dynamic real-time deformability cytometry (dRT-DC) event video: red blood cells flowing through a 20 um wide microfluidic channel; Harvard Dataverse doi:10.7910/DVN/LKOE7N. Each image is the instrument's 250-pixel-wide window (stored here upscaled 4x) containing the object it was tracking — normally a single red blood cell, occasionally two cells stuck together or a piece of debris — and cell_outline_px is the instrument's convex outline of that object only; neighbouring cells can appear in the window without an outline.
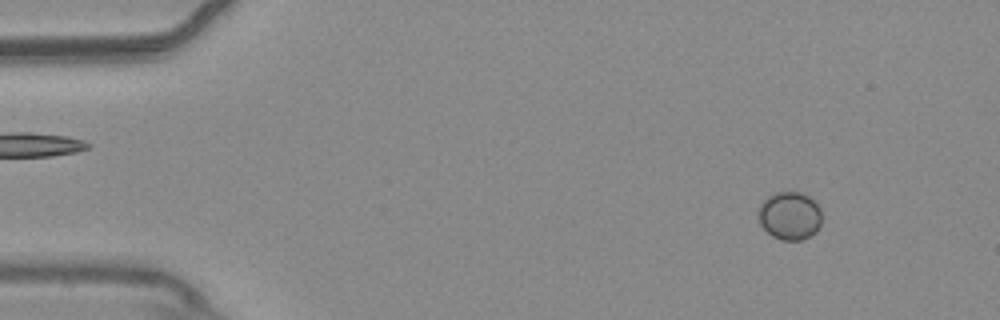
{"species": "common noctule bat (a hibernating species)", "species_latin": "Nyctalus noctula", "temperature_condition": "warm", "stored_images_in_passage": 55, "camera_frame_rate_fps": 3000, "um_per_image_px": 0.085, "animal": {"sex": "male", "body_mass_g": 20.4}, "frame": {"image": 1, "passage_image": 6, "time_ms": 1.667, "image_size_px": [1000, 320], "cell_outline_px": [[820, 224], [816, 232], [800, 240], [780, 240], [772, 236], [760, 224], [760, 204], [772, 192], [800, 192], [808, 196], [820, 208]], "centroid_in_image_um": [67.12, 18.33], "position_along_channel_um": 17.9, "area_um2": 17.51}}
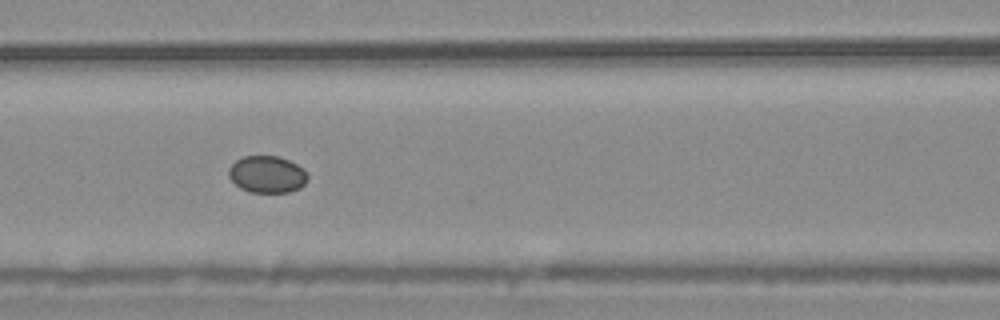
{"frame": {"image": 2, "passage_image": 24, "time_ms": 7.667, "image_size_px": [1000, 320], "cell_outline_px": [[308, 180], [300, 188], [288, 192], [252, 192], [240, 188], [228, 176], [228, 168], [236, 160], [244, 156], [280, 156], [304, 168], [308, 172]], "centroid_in_image_um": [22.72, 14.81], "position_along_channel_um": 143.9, "area_um2": 17.11}}
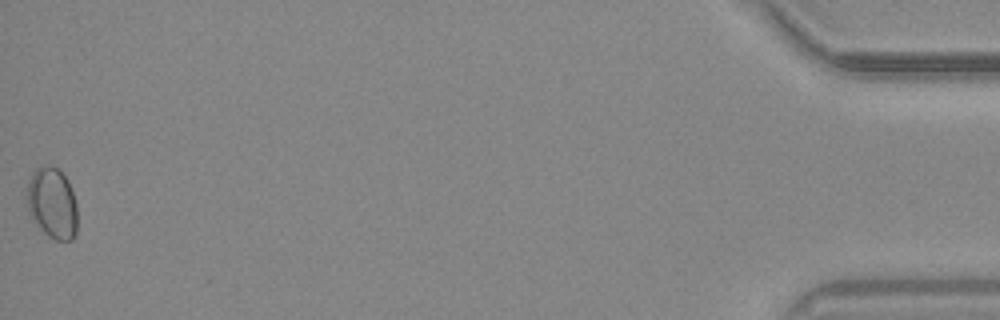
{"frame": {"image": 3, "passage_image": 55, "time_ms": 18.0, "image_size_px": [1000, 320], "cell_outline_px": [[76, 236], [72, 240], [56, 240], [48, 236], [36, 224], [28, 212], [28, 180], [32, 172], [36, 168], [48, 164], [52, 164], [68, 180], [76, 204]], "centroid_in_image_um": [4.44, 17.26], "position_along_channel_um": 430.8, "area_um2": 20.81}}